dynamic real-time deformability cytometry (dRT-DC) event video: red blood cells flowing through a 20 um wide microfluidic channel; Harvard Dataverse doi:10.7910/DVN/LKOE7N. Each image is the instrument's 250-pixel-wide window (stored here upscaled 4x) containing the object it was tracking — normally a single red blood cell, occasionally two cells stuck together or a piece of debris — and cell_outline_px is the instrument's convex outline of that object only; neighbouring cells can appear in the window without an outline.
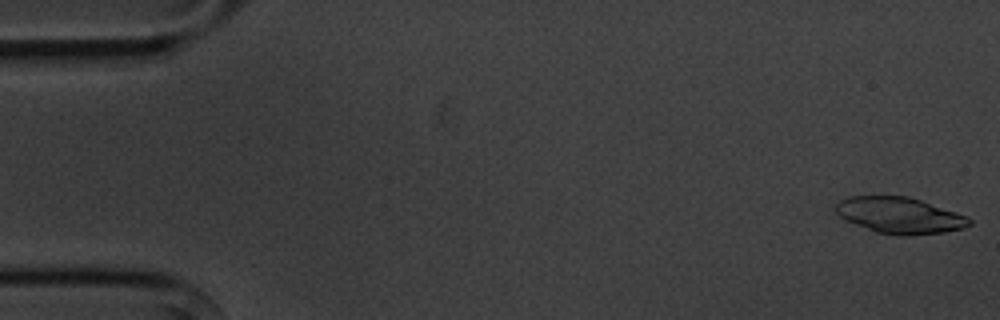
{"species": "common noctule bat (a hibernating species)", "species_latin": "Nyctalus noctula", "temperature_condition": "cold", "stored_images_in_passage": 5, "camera_frame_rate_fps": 3000, "um_per_image_px": 0.085, "animal": {"sex": "male", "body_mass_g": 20.1, "forearm_length_mm": 53.5}, "frame": {"image": 1, "passage_image": 1, "time_ms": 0.0, "image_size_px": [1000, 320], "cell_outline_px": [[972, 224], [964, 228], [944, 232], [876, 232], [844, 220], [836, 212], [836, 204], [840, 200], [848, 196], [908, 196], [968, 216], [972, 220]], "centroid_in_image_um": [76.45, 18.25], "position_along_channel_um": 8.5, "area_um2": 27.17}}